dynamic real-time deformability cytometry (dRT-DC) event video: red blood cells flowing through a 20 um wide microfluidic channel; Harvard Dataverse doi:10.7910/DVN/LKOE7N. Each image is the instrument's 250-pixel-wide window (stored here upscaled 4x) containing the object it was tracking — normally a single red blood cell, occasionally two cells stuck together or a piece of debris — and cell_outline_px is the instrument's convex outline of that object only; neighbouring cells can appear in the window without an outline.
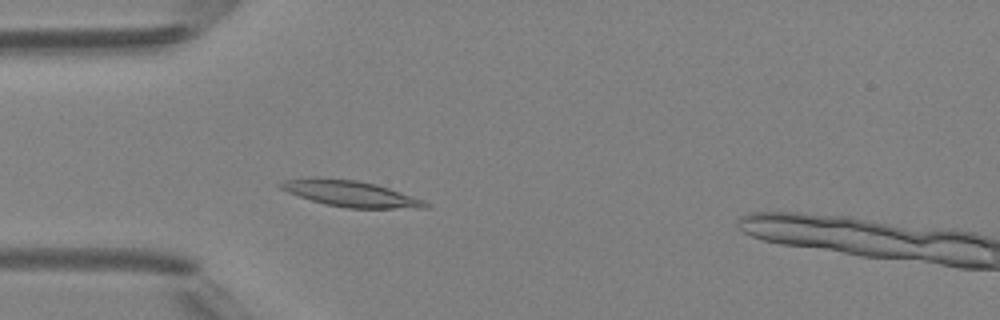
{"species": "Egyptian fruit bat (a non-hibernating species)", "species_latin": "Rousettus aegyptiacus", "temperature_condition": "room temperature", "stored_images_in_passage": 4, "camera_frame_rate_fps": 3000, "um_per_image_px": 0.085, "animal": {"sex": "female"}, "frame": {"image": 1, "passage_image": 3, "time_ms": 2.333, "image_size_px": [1000, 320], "cell_outline_px": [[432, 204], [428, 208], [348, 208], [324, 204], [288, 192], [280, 188], [276, 184], [284, 180], [308, 176], [312, 176], [356, 180], [376, 184], [424, 200]], "centroid_in_image_um": [29.76, 16.44], "position_along_channel_um": 55.2, "area_um2": 22.14}}